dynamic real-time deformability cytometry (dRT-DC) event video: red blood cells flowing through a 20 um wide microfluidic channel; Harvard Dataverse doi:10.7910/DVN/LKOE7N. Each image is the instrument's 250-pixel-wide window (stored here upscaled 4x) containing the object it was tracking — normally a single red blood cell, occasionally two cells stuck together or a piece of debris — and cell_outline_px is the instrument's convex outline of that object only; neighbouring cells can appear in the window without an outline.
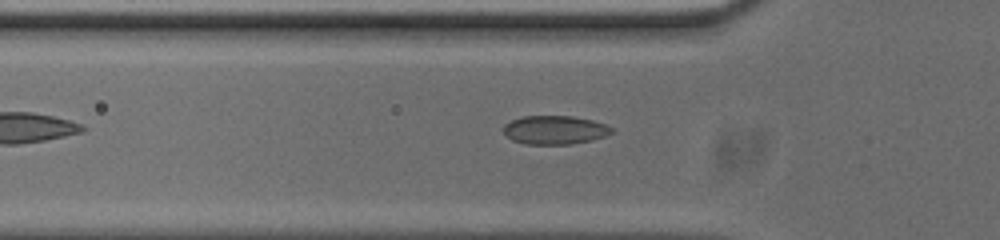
{"species": "common noctule bat (a hibernating species)", "species_latin": "Nyctalus noctula", "temperature_condition": "cold", "stored_images_in_passage": 32, "camera_frame_rate_fps": 3000, "um_per_image_px": 0.085, "animal": {"sex": "male", "body_mass_g": 20.0, "forearm_length_mm": 53.3}, "frame": {"image": 1, "passage_image": 2, "time_ms": 0.333, "image_size_px": [1000, 240], "cell_outline_px": [[612, 132], [604, 136], [592, 140], [572, 144], [524, 144], [512, 140], [504, 132], [504, 124], [512, 120], [524, 116], [572, 116], [592, 120], [604, 124], [612, 128]], "centroid_in_image_um": [47.14, 11.05], "position_along_channel_um": 78.7, "area_um2": 17.92}}
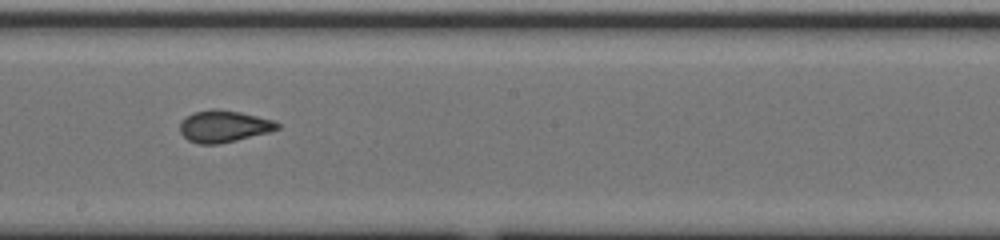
{"frame": {"image": 2, "passage_image": 14, "time_ms": 4.333, "image_size_px": [1000, 240], "cell_outline_px": [[280, 128], [268, 132], [220, 144], [200, 144], [188, 140], [180, 132], [180, 120], [192, 112], [212, 108], [216, 108], [240, 112], [272, 120], [280, 124]], "centroid_in_image_um": [18.98, 10.72], "position_along_channel_um": 229.2, "area_um2": 18.09}}
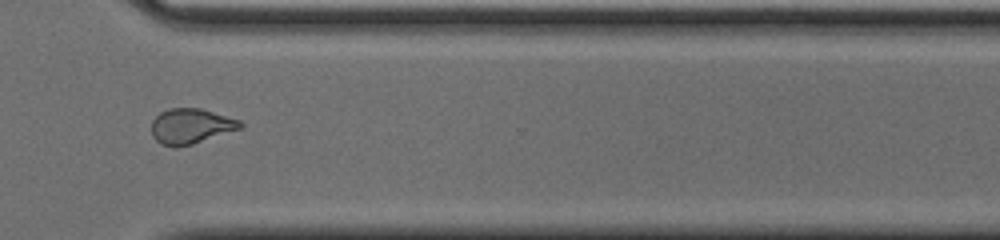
{"frame": {"image": 3, "passage_image": 24, "time_ms": 7.667, "image_size_px": [1000, 240], "cell_outline_px": [[244, 128], [192, 144], [176, 148], [172, 148], [160, 144], [152, 136], [152, 120], [160, 112], [168, 108], [200, 108], [240, 120], [244, 124]], "centroid_in_image_um": [16.22, 10.74], "position_along_channel_um": 354.4, "area_um2": 18.5}}